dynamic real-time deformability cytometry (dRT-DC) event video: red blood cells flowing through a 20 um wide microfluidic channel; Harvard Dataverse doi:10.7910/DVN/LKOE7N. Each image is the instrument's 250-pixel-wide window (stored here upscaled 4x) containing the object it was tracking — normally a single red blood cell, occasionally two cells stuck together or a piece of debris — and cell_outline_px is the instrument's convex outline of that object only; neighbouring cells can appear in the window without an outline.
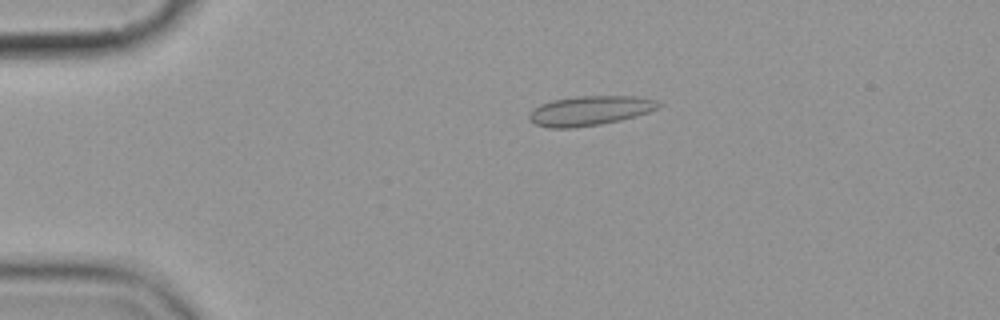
{"species": "common noctule bat (a hibernating species)", "species_latin": "Nyctalus noctula", "temperature_condition": "cold", "stored_images_in_passage": 11, "camera_frame_rate_fps": 3000, "um_per_image_px": 0.085, "animal": {"sex": "female", "body_mass_g": 19.9}, "frame": {"image": 1, "passage_image": 3, "time_ms": 3.333, "image_size_px": [1000, 320], "cell_outline_px": [[660, 104], [656, 108], [648, 112], [636, 116], [620, 120], [600, 124], [572, 128], [548, 128], [536, 124], [528, 120], [528, 116], [532, 108], [540, 104], [552, 100], [576, 96], [636, 96], [656, 100]], "centroid_in_image_um": [50.08, 9.41], "position_along_channel_um": 34.9, "area_um2": 22.31}}
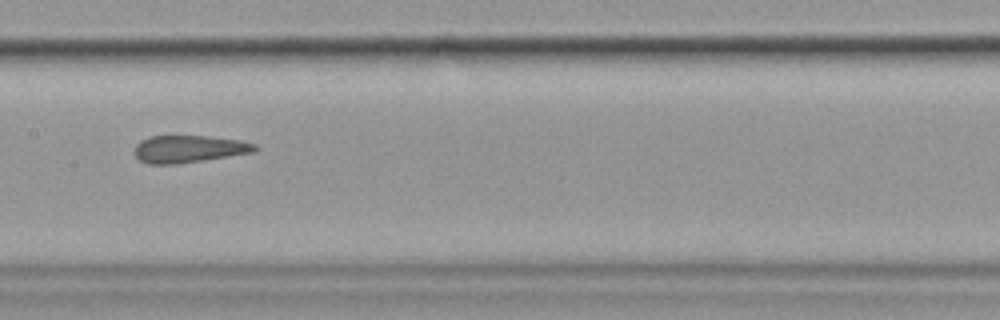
{"frame": {"image": 2, "passage_image": 8, "time_ms": 9.0, "image_size_px": [1000, 320], "cell_outline_px": [[260, 148], [256, 152], [204, 160], [176, 164], [148, 164], [140, 160], [136, 156], [136, 144], [140, 140], [148, 136], [208, 136], [240, 140], [256, 144]], "centroid_in_image_um": [16.1, 12.66], "position_along_channel_um": 191.3, "area_um2": 19.25}}
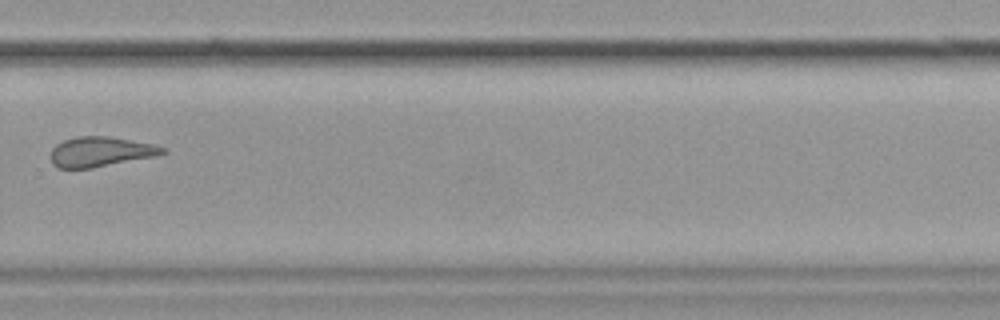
{"frame": {"image": 3, "passage_image": 11, "time_ms": 12.667, "image_size_px": [1000, 320], "cell_outline_px": [[168, 152], [156, 156], [92, 168], [56, 168], [52, 164], [52, 148], [56, 144], [64, 140], [76, 136], [108, 136], [156, 144], [168, 148]], "centroid_in_image_um": [8.6, 12.89], "position_along_channel_um": 321.2, "area_um2": 19.71}}